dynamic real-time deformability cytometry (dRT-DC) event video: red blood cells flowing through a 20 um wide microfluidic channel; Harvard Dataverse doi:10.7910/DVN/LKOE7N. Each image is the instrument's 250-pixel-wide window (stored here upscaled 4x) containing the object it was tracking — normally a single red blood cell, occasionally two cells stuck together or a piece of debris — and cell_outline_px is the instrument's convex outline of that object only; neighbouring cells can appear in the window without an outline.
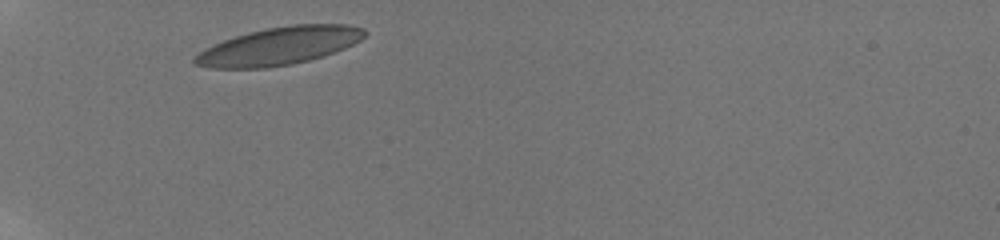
{"species": "human", "species_latin": "Homo sapiens", "temperature_condition": "room temperature", "stored_images_in_passage": 12, "camera_frame_rate_fps": 3000, "um_per_image_px": 0.085, "donor": {"sex": "male"}, "frame": {"image": 1, "passage_image": 1, "time_ms": 0.0, "image_size_px": [1000, 240], "cell_outline_px": [[368, 32], [360, 40], [344, 48], [324, 56], [292, 64], [268, 68], [208, 68], [196, 64], [192, 60], [204, 48], [212, 44], [248, 32], [264, 28], [292, 24], [348, 24], [364, 28]], "centroid_in_image_um": [23.74, 3.9], "position_along_channel_um": 61.3, "area_um2": 37.45}}
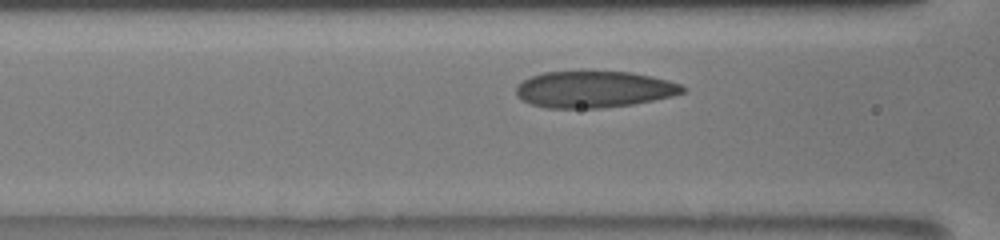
{"frame": {"image": 2, "passage_image": 6, "time_ms": 2.0, "image_size_px": [1000, 240], "cell_outline_px": [[684, 92], [672, 96], [632, 104], [600, 108], [544, 108], [532, 104], [516, 96], [516, 84], [532, 76], [544, 72], [632, 72], [652, 76], [668, 80], [680, 84], [684, 88]], "centroid_in_image_um": [50.47, 7.6], "position_along_channel_um": 116.1, "area_um2": 35.26}}